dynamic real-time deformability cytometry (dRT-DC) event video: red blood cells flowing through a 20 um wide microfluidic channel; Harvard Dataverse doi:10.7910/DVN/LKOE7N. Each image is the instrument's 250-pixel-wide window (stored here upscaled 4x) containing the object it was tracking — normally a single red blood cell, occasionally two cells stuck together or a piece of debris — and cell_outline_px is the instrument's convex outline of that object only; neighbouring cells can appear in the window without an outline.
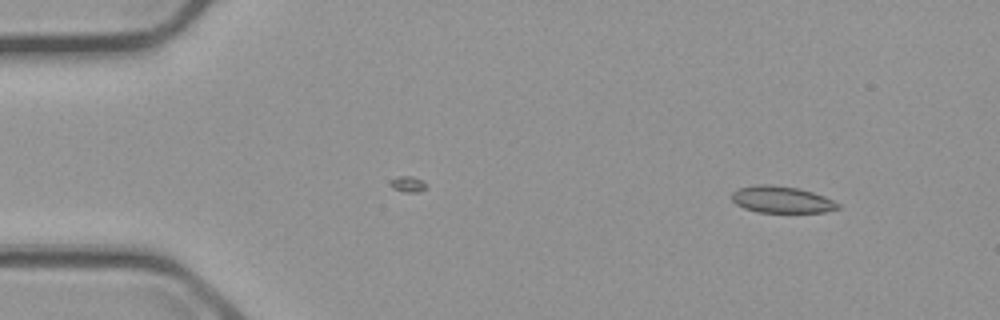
{"species": "common noctule bat (a hibernating species)", "species_latin": "Nyctalus noctula", "temperature_condition": "cold", "stored_images_in_passage": 2, "camera_frame_rate_fps": 3000, "um_per_image_px": 0.085, "animal": {"sex": "male", "body_mass_g": 23.1, "forearm_length_mm": 52.7}, "frame": {"image": 1, "passage_image": 2, "time_ms": 1.333, "image_size_px": [1000, 320], "cell_outline_px": [[840, 208], [824, 212], [756, 212], [744, 208], [736, 204], [732, 200], [732, 192], [740, 188], [756, 184], [768, 184], [796, 188], [812, 192], [824, 196], [840, 204]], "centroid_in_image_um": [66.42, 16.97], "position_along_channel_um": 18.6, "area_um2": 16.42}}